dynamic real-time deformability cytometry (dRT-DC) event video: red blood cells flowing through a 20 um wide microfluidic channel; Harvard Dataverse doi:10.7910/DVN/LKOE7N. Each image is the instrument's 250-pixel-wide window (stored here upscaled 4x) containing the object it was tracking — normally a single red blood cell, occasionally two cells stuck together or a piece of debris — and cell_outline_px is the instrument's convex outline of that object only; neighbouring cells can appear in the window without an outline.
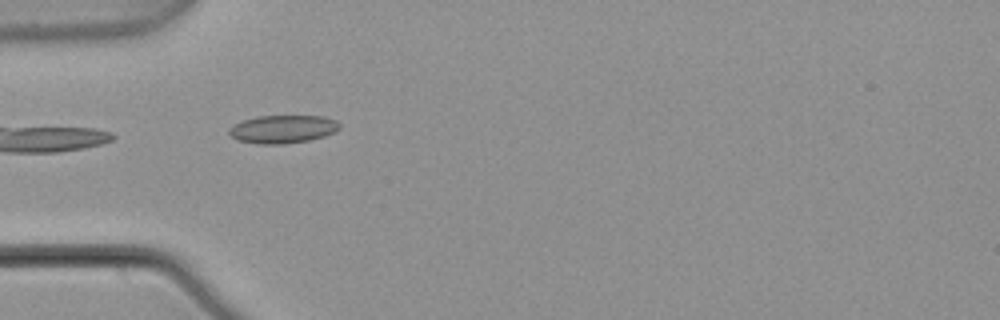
{"species": "common noctule bat (a hibernating species)", "species_latin": "Nyctalus noctula", "temperature_condition": "warm", "stored_images_in_passage": 6, "camera_frame_rate_fps": 3000, "um_per_image_px": 0.085, "animal": {"sex": "male", "body_mass_g": 21.5, "forearm_length_mm": 52.0}, "frame": {"image": 1, "passage_image": 5, "time_ms": 1.333, "image_size_px": [1000, 320], "cell_outline_px": [[340, 128], [336, 132], [324, 136], [308, 140], [284, 144], [260, 144], [236, 140], [228, 132], [228, 128], [244, 120], [260, 116], [324, 116], [336, 120], [340, 124]], "centroid_in_image_um": [24.06, 10.98], "position_along_channel_um": 60.9, "area_um2": 18.03}}